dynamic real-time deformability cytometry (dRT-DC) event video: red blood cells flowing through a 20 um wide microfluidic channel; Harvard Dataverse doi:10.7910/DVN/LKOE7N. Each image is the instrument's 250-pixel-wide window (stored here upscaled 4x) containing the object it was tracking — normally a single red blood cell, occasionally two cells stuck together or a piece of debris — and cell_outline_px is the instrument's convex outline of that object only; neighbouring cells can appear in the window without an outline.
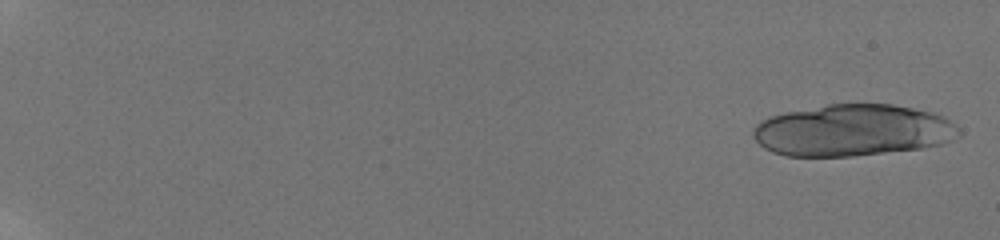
{"species": "human", "species_latin": "Homo sapiens", "temperature_condition": "room temperature", "stored_images_in_passage": 33, "camera_frame_rate_fps": 3000, "um_per_image_px": 0.085, "donor": {"sex": "male"}, "frame": {"image": 1, "passage_image": 2, "time_ms": 0.333, "image_size_px": [1000, 240], "cell_outline_px": [[960, 136], [952, 140], [940, 144], [920, 148], [852, 156], [784, 156], [772, 152], [764, 148], [752, 136], [752, 132], [756, 124], [772, 116], [784, 112], [828, 104], [892, 104], [912, 108], [928, 112], [940, 116], [956, 124], [960, 128]], "centroid_in_image_um": [72.46, 11.08], "position_along_channel_um": 12.5, "area_um2": 61.73}}
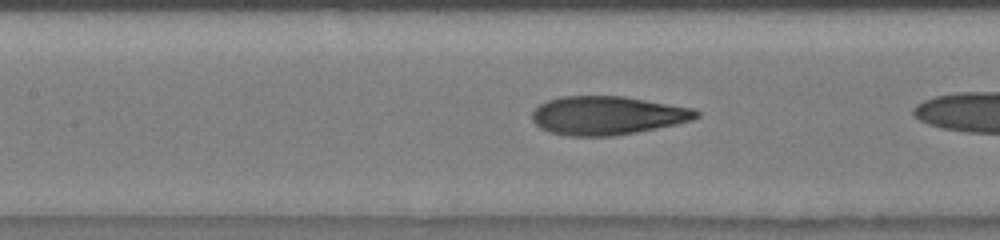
{"frame": {"image": 2, "passage_image": 29, "time_ms": 9.333, "image_size_px": [1000, 240], "cell_outline_px": [[700, 116], [692, 120], [676, 124], [636, 132], [612, 136], [568, 136], [548, 132], [540, 128], [532, 120], [532, 112], [540, 104], [548, 100], [560, 96], [624, 96], [696, 108], [700, 112]], "centroid_in_image_um": [51.64, 9.81], "position_along_channel_um": 155.8, "area_um2": 37.17}}